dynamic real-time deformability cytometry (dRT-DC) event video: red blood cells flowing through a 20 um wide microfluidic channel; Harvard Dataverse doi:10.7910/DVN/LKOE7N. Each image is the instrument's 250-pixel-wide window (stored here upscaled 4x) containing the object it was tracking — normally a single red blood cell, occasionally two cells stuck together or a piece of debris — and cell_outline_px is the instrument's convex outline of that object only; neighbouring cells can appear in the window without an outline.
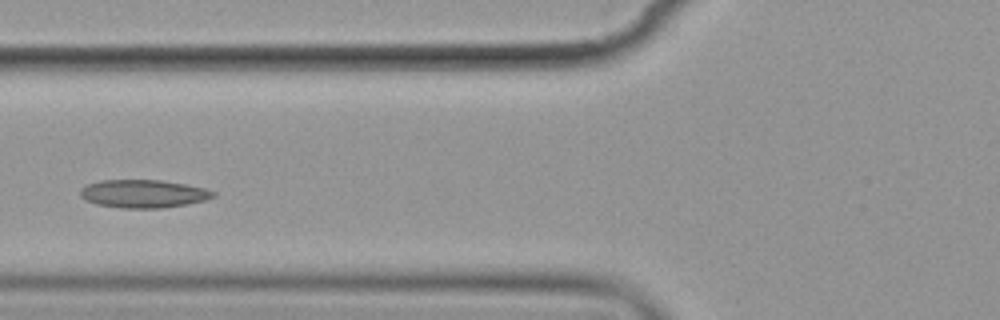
{"species": "common noctule bat (a hibernating species)", "species_latin": "Nyctalus noctula", "temperature_condition": "cold", "stored_images_in_passage": 13, "camera_frame_rate_fps": 3000, "um_per_image_px": 0.085, "animal": {"sex": "female", "body_mass_g": 19.9}, "frame": {"image": 1, "passage_image": 4, "time_ms": 4.667, "image_size_px": [1000, 320], "cell_outline_px": [[216, 196], [204, 200], [184, 204], [160, 208], [120, 208], [96, 204], [84, 200], [80, 196], [80, 188], [88, 184], [100, 180], [160, 180], [184, 184], [204, 188], [216, 192]], "centroid_in_image_um": [12.14, 16.46], "position_along_channel_um": 113.7, "area_um2": 21.68}}
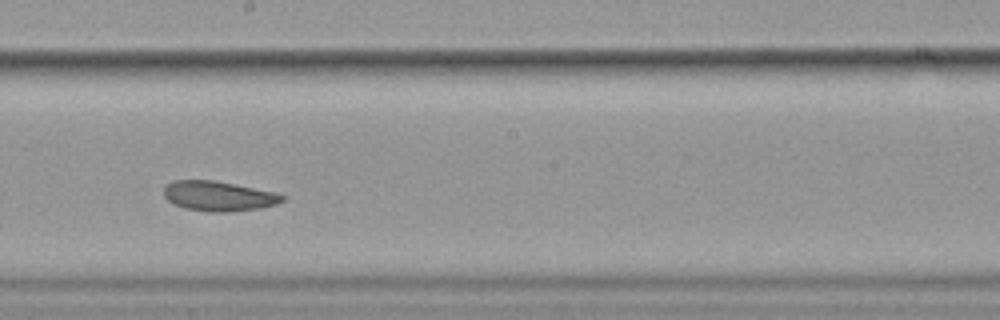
{"frame": {"image": 2, "passage_image": 7, "time_ms": 8.0, "image_size_px": [1000, 320], "cell_outline_px": [[284, 200], [276, 204], [260, 208], [228, 212], [208, 212], [184, 208], [172, 204], [164, 196], [164, 188], [172, 180], [216, 180], [272, 192], [284, 196]], "centroid_in_image_um": [18.52, 16.67], "position_along_channel_um": 229.7, "area_um2": 20.58}}
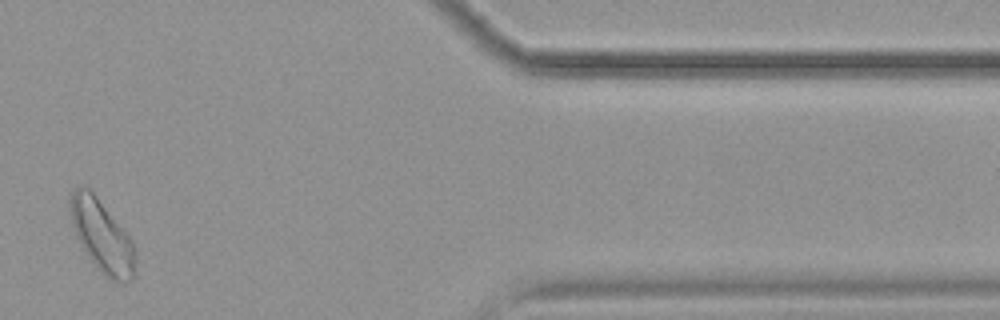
{"frame": {"image": 3, "passage_image": 12, "time_ms": 14.0, "image_size_px": [1000, 320], "cell_outline_px": [[136, 272], [132, 280], [124, 284], [112, 280], [100, 272], [96, 268], [84, 252], [76, 236], [72, 224], [68, 200], [72, 188], [76, 184], [84, 184], [96, 196], [132, 240], [136, 248]], "centroid_in_image_um": [8.66, 20.07], "position_along_channel_um": 402.7, "area_um2": 28.03}, "authors_computed_cell_mechanics": {"area_um2": 21.7906, "velocity_mm_per_s": 3.4879, "shape_relaxation_time_tau1_ms": 5.9235, "shape_relaxation_time_tau2_ms": null, "deformation_change_tau1": 0.0906, "deformation_change_tau2": null}}